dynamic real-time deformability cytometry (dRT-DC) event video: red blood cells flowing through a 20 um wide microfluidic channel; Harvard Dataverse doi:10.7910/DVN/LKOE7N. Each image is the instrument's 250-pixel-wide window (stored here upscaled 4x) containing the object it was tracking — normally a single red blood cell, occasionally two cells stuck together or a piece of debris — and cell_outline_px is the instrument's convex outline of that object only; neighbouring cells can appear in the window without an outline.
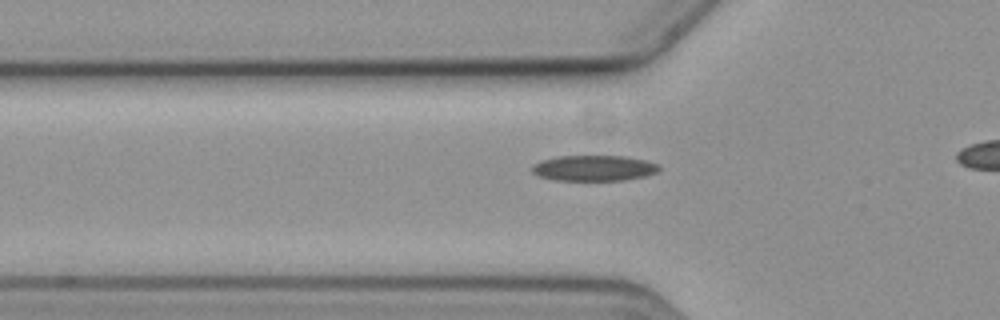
{"species": "common noctule bat (a hibernating species)", "species_latin": "Nyctalus noctula", "temperature_condition": "cold", "stored_images_in_passage": 5, "segment_of_instrument_passage": [2, 2], "camera_frame_rate_fps": 3000, "um_per_image_px": 0.085, "animal": {"sex": "female", "body_mass_g": 19.3, "forearm_length_mm": 54.1}, "frame": {"image": 1, "passage_image": 5, "time_ms": 4.667, "image_size_px": [1000, 320], "cell_outline_px": [[660, 168], [656, 172], [644, 176], [624, 180], [556, 180], [540, 176], [532, 172], [532, 164], [540, 160], [560, 156], [624, 156], [648, 160], [660, 164]], "centroid_in_image_um": [50.5, 14.28], "position_along_channel_um": 75.3, "area_um2": 19.02}}